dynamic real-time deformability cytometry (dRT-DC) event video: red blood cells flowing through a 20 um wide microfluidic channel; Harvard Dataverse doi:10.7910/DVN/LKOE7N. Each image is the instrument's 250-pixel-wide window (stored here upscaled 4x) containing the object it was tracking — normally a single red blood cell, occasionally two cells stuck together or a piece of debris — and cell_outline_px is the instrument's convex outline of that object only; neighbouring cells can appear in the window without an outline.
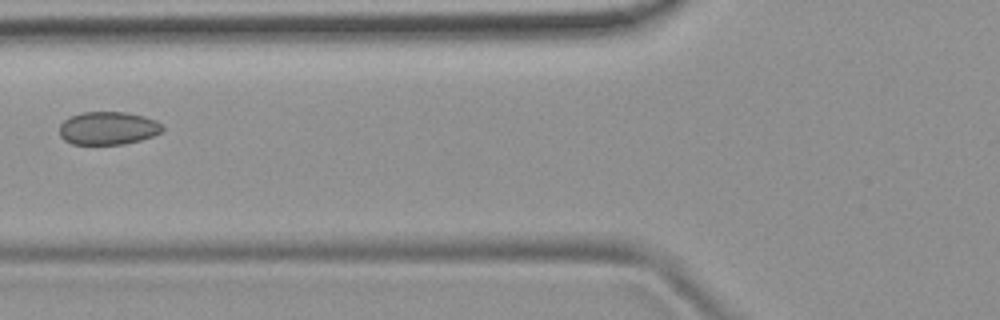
{"species": "common noctule bat (a hibernating species)", "species_latin": "Nyctalus noctula", "temperature_condition": "room temperature", "stored_images_in_passage": 6, "camera_frame_rate_fps": 3000, "um_per_image_px": 0.085, "animal": {"sex": "female", "body_mass_g": 19.9}, "frame": {"image": 1, "passage_image": 6, "time_ms": 6.667, "image_size_px": [1000, 320], "cell_outline_px": [[164, 128], [160, 132], [152, 136], [140, 140], [124, 144], [72, 144], [64, 140], [60, 136], [60, 124], [64, 120], [80, 112], [124, 112], [144, 116], [156, 120]], "centroid_in_image_um": [9.17, 10.89], "position_along_channel_um": 116.6, "area_um2": 19.77}}